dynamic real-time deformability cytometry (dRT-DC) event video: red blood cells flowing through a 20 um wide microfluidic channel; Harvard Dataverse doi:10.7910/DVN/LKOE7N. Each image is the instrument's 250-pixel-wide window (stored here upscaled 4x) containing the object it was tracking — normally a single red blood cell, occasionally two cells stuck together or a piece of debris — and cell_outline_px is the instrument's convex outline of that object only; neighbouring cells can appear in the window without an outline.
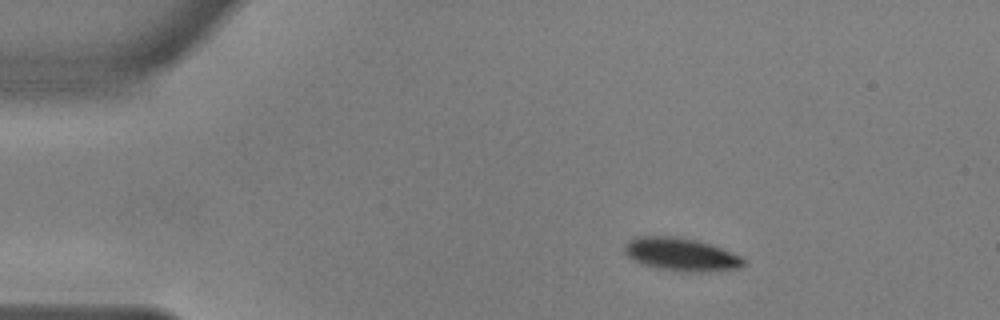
{"species": "common noctule bat (a hibernating species)", "species_latin": "Nyctalus noctula", "temperature_condition": "warm", "stored_images_in_passage": 47, "camera_frame_rate_fps": 3000, "um_per_image_px": 0.085, "animal": {"sex": "male", "body_mass_g": 17.9, "forearm_length_mm": 54.2}, "frame": {"image": 1, "passage_image": 1, "time_ms": 0.0, "image_size_px": [1000, 320], "cell_outline_px": [[744, 264], [740, 268], [692, 272], [684, 272], [660, 268], [644, 264], [632, 260], [624, 252], [624, 244], [628, 240], [636, 236], [672, 236], [696, 240], [712, 244], [740, 256], [744, 260]], "centroid_in_image_um": [57.85, 21.61], "position_along_channel_um": 27.2, "area_um2": 22.72}}
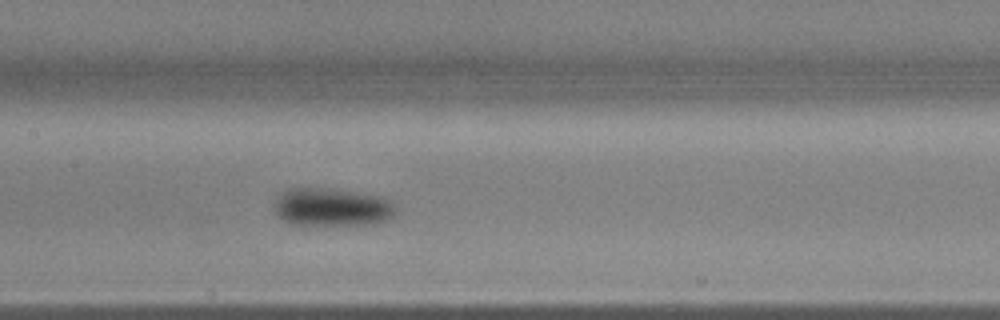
{"frame": {"image": 2, "passage_image": 19, "time_ms": 6.0, "image_size_px": [1000, 320], "cell_outline_px": [[396, 208], [392, 216], [388, 220], [376, 224], [292, 224], [276, 216], [272, 208], [272, 204], [288, 188], [316, 188], [352, 192], [380, 196], [388, 200]], "centroid_in_image_um": [28.17, 17.62], "position_along_channel_um": 179.2, "area_um2": 26.59}}
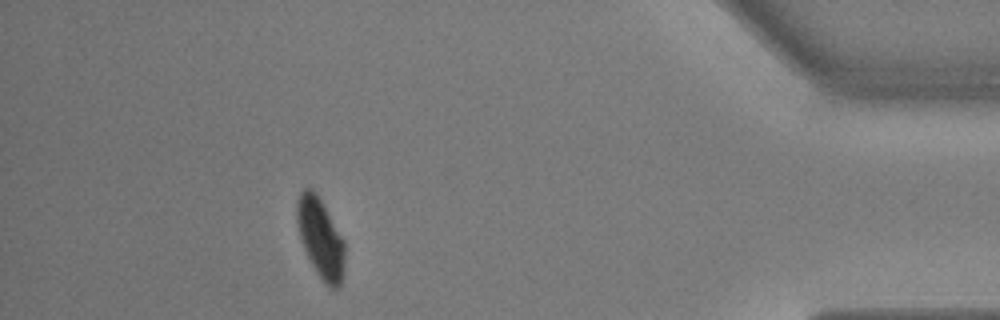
{"frame": {"image": 3, "passage_image": 42, "time_ms": 13.667, "image_size_px": [1000, 320], "cell_outline_px": [[344, 268], [340, 288], [336, 292], [324, 284], [316, 272], [300, 240], [296, 220], [296, 204], [300, 192], [304, 188], [312, 188], [316, 192], [344, 240]], "centroid_in_image_um": [27.24, 20.28], "position_along_channel_um": 408.0, "area_um2": 22.43}, "authors_computed_cell_mechanics": {"area_um2": 25.0274, "velocity_mm_per_s": 3.6257, "shape_relaxation_time_tau1_ms": 3.8581, "shape_relaxation_time_tau2_ms": null, "deformation_change_tau1": 0.1336, "deformation_change_tau2": null}}